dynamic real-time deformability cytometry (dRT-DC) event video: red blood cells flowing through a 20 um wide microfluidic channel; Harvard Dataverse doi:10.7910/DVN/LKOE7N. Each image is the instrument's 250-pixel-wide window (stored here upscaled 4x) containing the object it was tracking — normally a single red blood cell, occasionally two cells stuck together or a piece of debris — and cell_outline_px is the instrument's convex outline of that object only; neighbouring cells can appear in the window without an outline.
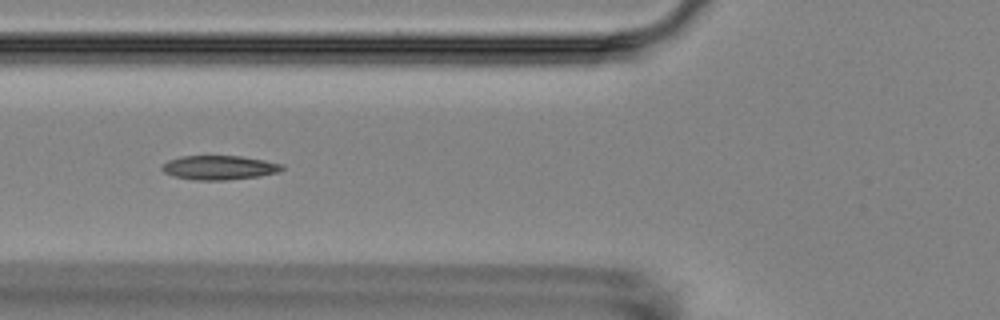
{"species": "Egyptian fruit bat (a non-hibernating species)", "species_latin": "Rousettus aegyptiacus", "temperature_condition": "room temperature", "stored_images_in_passage": 5, "camera_frame_rate_fps": 3000, "um_per_image_px": 0.085, "animal": {"sex": "female"}, "frame": {"image": 1, "passage_image": 4, "time_ms": 4.333, "image_size_px": [1000, 320], "cell_outline_px": [[284, 168], [280, 172], [260, 176], [224, 180], [196, 180], [172, 176], [164, 172], [160, 168], [168, 160], [180, 156], [240, 156], [264, 160], [284, 164]], "centroid_in_image_um": [18.65, 14.24], "position_along_channel_um": 107.2, "area_um2": 16.99}}